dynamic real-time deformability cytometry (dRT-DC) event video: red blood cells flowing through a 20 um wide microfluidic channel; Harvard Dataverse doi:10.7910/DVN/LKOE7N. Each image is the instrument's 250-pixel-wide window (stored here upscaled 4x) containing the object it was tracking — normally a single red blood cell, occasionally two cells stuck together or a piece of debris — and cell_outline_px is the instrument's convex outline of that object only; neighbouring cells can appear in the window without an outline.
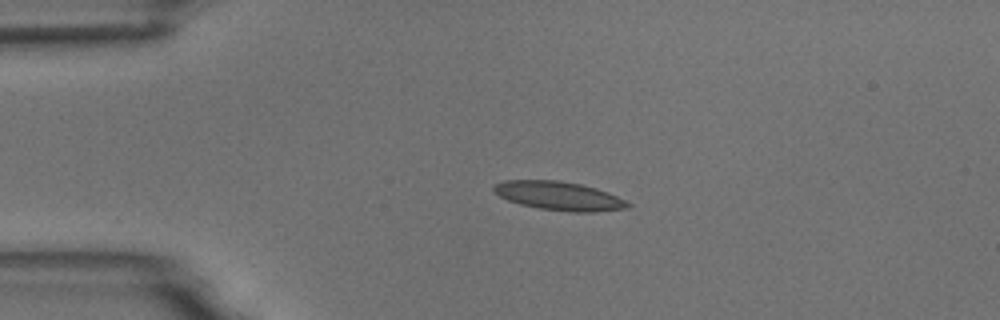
{"species": "common noctule bat (a hibernating species)", "species_latin": "Nyctalus noctula", "temperature_condition": "room temperature", "stored_images_in_passage": 4, "camera_frame_rate_fps": 3000, "um_per_image_px": 0.085, "animal": {"sex": "male", "body_mass_g": 18.8}, "frame": {"image": 1, "passage_image": 3, "time_ms": 2.333, "image_size_px": [1000, 320], "cell_outline_px": [[632, 204], [628, 208], [592, 212], [572, 212], [540, 208], [520, 204], [508, 200], [492, 192], [492, 188], [496, 184], [504, 180], [560, 180], [580, 184], [596, 188], [616, 196]], "centroid_in_image_um": [47.49, 16.64], "position_along_channel_um": 37.5, "area_um2": 22.31}}